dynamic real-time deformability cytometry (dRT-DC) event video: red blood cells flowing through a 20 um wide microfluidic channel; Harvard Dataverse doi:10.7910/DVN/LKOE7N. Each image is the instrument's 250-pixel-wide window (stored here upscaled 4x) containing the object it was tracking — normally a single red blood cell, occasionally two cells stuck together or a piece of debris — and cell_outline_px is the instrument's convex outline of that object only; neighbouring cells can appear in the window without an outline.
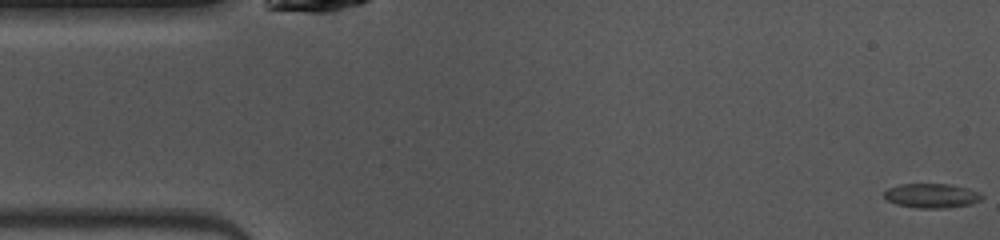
{"species": "common noctule bat (a hibernating species)", "species_latin": "Nyctalus noctula", "temperature_condition": "warm", "stored_images_in_passage": 48, "camera_frame_rate_fps": 3000, "um_per_image_px": 0.085, "animal": {"sex": "female", "body_mass_g": 10.0, "forearm_length_mm": 53.1}, "frame": {"image": 1, "passage_image": 1, "time_ms": 0.0, "image_size_px": [1000, 240], "cell_outline_px": [[984, 196], [980, 200], [972, 204], [944, 208], [916, 208], [896, 204], [888, 200], [884, 196], [884, 192], [888, 188], [900, 184], [948, 184], [968, 188], [980, 192]], "centroid_in_image_um": [79.21, 16.63], "position_along_channel_um": 5.8, "area_um2": 13.93}}
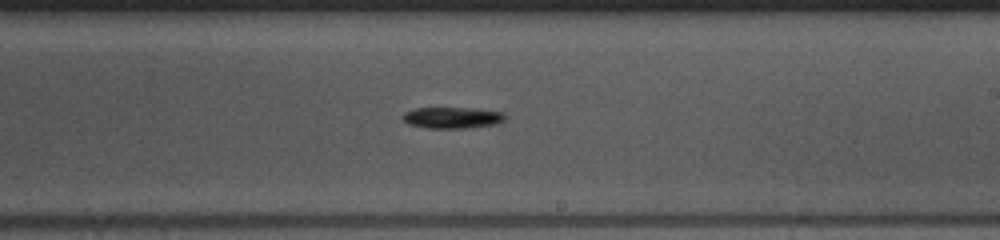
{"frame": {"image": 2, "passage_image": 27, "time_ms": 8.667, "image_size_px": [1000, 240], "cell_outline_px": [[504, 120], [496, 124], [464, 128], [428, 128], [408, 124], [400, 116], [404, 112], [416, 108], [476, 108], [504, 112]], "centroid_in_image_um": [38.42, 9.99], "position_along_channel_um": 250.6, "area_um2": 12.72}}
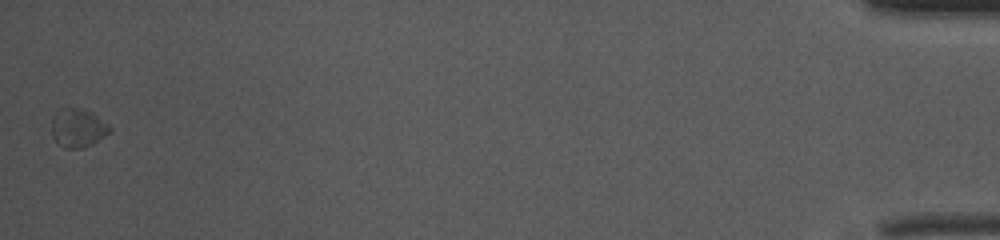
{"frame": {"image": 3, "passage_image": 48, "time_ms": 15.667, "image_size_px": [1000, 240], "cell_outline_px": [[112, 128], [104, 136], [92, 144], [84, 148], [64, 148], [56, 144], [52, 136], [52, 120], [56, 112], [60, 108], [80, 108], [92, 112], [108, 124]], "centroid_in_image_um": [6.59, 10.88], "position_along_channel_um": 428.6, "area_um2": 13.12}, "authors_computed_cell_mechanics": {"area_um2": 12.6871, "velocity_mm_per_s": 4.037, "shape_relaxation_time_tau1_ms": 1.6015, "shape_relaxation_time_tau2_ms": null, "deformation_change_tau1": 0.1187, "deformation_change_tau2": null}}